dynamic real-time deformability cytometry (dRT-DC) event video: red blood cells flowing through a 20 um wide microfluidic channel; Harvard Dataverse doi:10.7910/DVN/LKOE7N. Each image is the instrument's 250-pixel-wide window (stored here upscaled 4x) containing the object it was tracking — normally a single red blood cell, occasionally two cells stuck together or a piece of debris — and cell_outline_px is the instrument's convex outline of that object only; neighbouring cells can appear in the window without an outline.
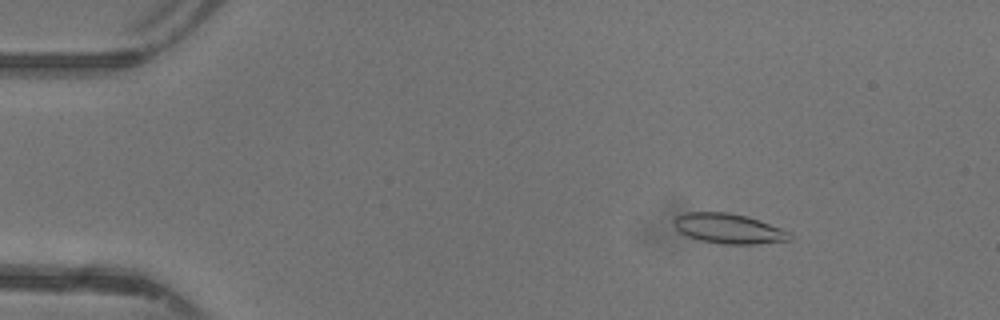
{"species": "common noctule bat (a hibernating species)", "species_latin": "Nyctalus noctula", "temperature_condition": "warm", "stored_images_in_passage": 46, "camera_frame_rate_fps": 3000, "um_per_image_px": 0.085, "animal": {"sex": "female"}, "frame": {"image": 1, "passage_image": 6, "time_ms": 1.667, "image_size_px": [1000, 320], "cell_outline_px": [[792, 240], [752, 244], [720, 244], [700, 240], [688, 236], [680, 232], [672, 224], [672, 220], [676, 216], [684, 212], [728, 212], [748, 216], [780, 228], [788, 232], [792, 236]], "centroid_in_image_um": [61.89, 19.42], "position_along_channel_um": 23.1, "area_um2": 20.29}}
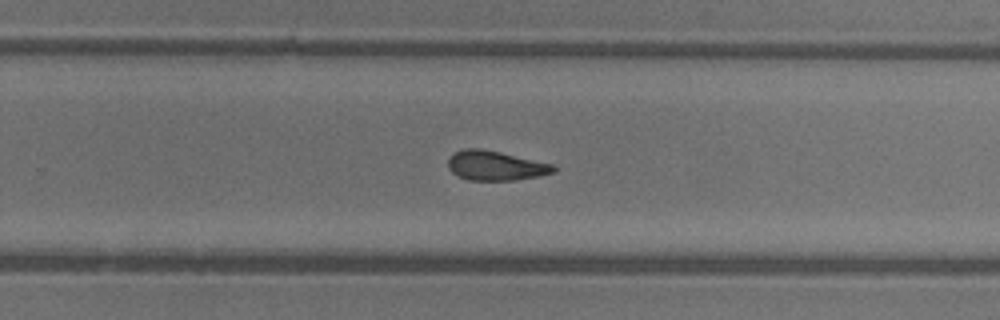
{"frame": {"image": 2, "passage_image": 30, "time_ms": 9.667, "image_size_px": [1000, 320], "cell_outline_px": [[556, 172], [540, 176], [516, 180], [468, 180], [456, 176], [448, 168], [448, 160], [452, 152], [464, 148], [480, 148], [500, 152], [552, 164], [556, 168]], "centroid_in_image_um": [42.08, 14.08], "position_along_channel_um": 287.7, "area_um2": 18.32}}
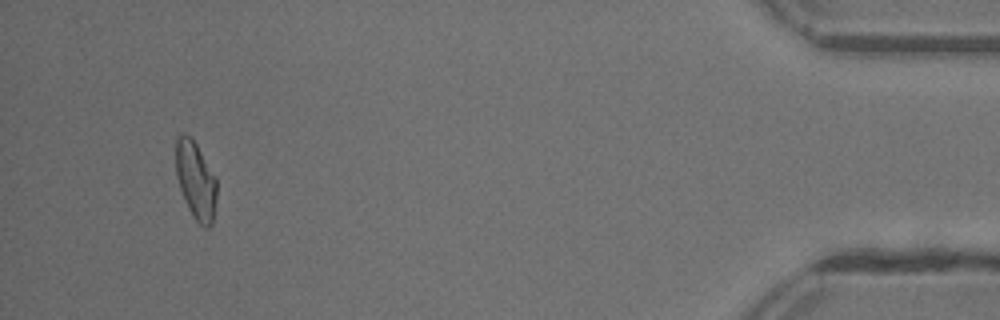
{"frame": {"image": 3, "passage_image": 44, "time_ms": 14.333, "image_size_px": [1000, 320], "cell_outline_px": [[216, 200], [212, 224], [208, 228], [204, 228], [192, 216], [188, 208], [180, 188], [176, 176], [176, 140], [184, 132], [192, 136], [216, 176]], "centroid_in_image_um": [16.64, 15.31], "position_along_channel_um": 418.6, "area_um2": 18.67}, "authors_computed_cell_mechanics": {"area_um2": 18.8428, "velocity_mm_per_s": 4.3945, "shape_relaxation_time_tau1_ms": null, "shape_relaxation_time_tau2_ms": 2.4173, "deformation_change_tau1": null, "deformation_change_tau2": 0.0967}}